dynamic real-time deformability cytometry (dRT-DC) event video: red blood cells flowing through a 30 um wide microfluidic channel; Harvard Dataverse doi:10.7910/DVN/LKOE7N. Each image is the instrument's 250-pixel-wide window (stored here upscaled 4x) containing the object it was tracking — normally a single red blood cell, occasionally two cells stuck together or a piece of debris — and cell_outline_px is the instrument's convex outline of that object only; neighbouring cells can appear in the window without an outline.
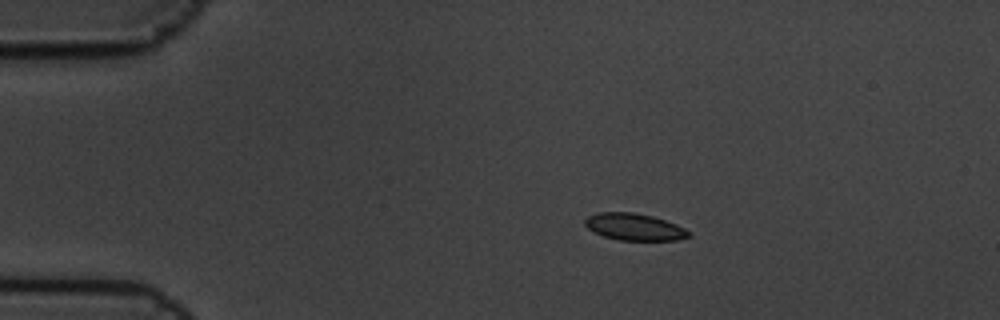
{"species": "common noctule bat (a hibernating species)", "species_latin": "Nyctalus noctula", "temperature_condition": "cold", "stored_images_in_passage": 6, "camera_frame_rate_fps": 3000, "um_per_image_px": 0.085, "animal": {"sex": "male", "body_mass_g": 19.5, "forearm_length_mm": 54.6}, "frame": {"image": 1, "passage_image": 3, "time_ms": 0.667, "image_size_px": [1000, 320], "cell_outline_px": [[692, 236], [676, 240], [620, 240], [604, 236], [588, 228], [584, 224], [584, 220], [588, 216], [600, 212], [632, 212], [652, 216], [676, 224], [692, 232]], "centroid_in_image_um": [53.95, 19.29], "position_along_channel_um": 31.1, "area_um2": 16.18}}
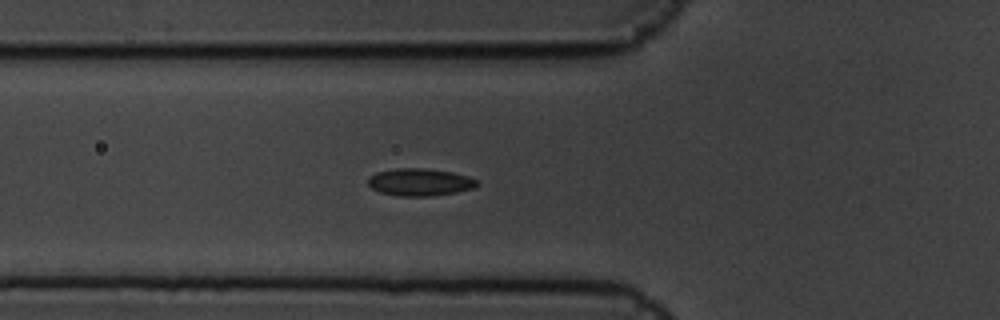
{"frame": {"image": 2, "passage_image": 6, "time_ms": 1.667, "image_size_px": [1000, 320], "cell_outline_px": [[480, 184], [472, 188], [456, 192], [432, 196], [396, 196], [380, 192], [372, 188], [368, 184], [368, 180], [376, 172], [396, 168], [424, 168], [452, 172], [468, 176], [476, 180]], "centroid_in_image_um": [35.69, 15.48], "position_along_channel_um": 90.1, "area_um2": 17.34}}